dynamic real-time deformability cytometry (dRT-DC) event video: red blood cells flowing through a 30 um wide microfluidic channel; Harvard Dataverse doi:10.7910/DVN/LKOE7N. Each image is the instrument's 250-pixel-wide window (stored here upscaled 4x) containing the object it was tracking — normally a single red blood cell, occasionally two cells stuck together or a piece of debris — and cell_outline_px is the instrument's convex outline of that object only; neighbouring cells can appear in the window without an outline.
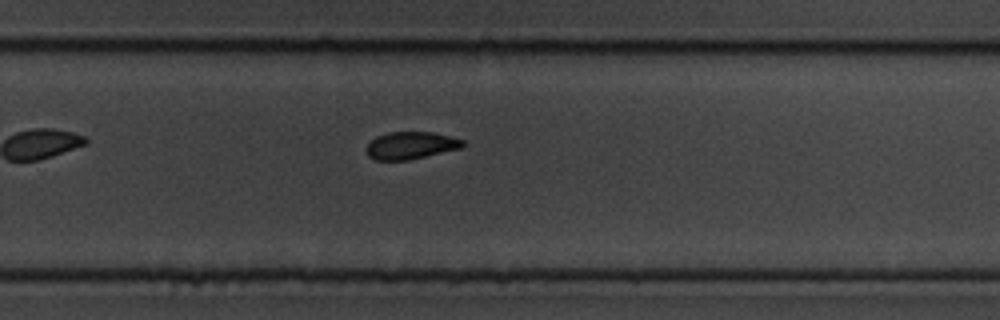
{"species": "common noctule bat (a hibernating species)", "species_latin": "Nyctalus noctula", "temperature_condition": "cold", "stored_images_in_passage": 11, "camera_frame_rate_fps": 3000, "um_per_image_px": 0.085, "animal": {"sex": "male", "body_mass_g": 19.5, "forearm_length_mm": 54.6}, "frame": {"image": 1, "passage_image": 11, "time_ms": 12.333, "image_size_px": [1000, 320], "cell_outline_px": [[464, 148], [408, 160], [376, 160], [368, 156], [368, 144], [376, 136], [388, 132], [432, 132], [464, 140]], "centroid_in_image_um": [34.95, 12.36], "position_along_channel_um": 294.8, "area_um2": 15.32}}